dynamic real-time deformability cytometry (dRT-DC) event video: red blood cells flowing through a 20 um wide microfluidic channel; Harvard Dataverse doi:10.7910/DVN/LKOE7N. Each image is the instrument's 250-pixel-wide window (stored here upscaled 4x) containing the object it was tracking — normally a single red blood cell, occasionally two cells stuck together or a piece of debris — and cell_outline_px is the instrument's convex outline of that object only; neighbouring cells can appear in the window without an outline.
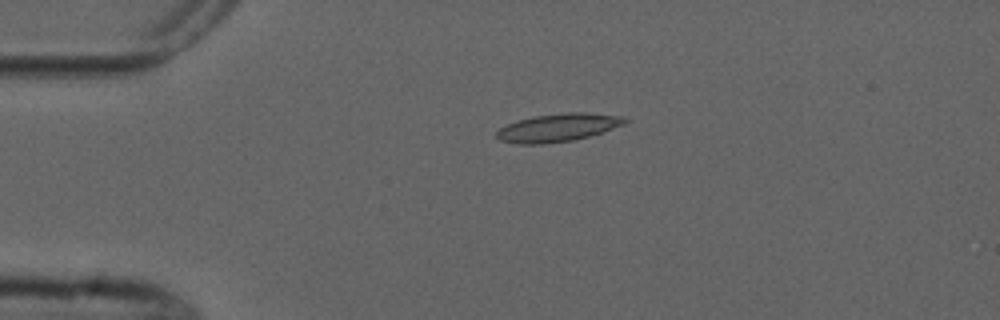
{"species": "common noctule bat (a hibernating species)", "species_latin": "Nyctalus noctula", "temperature_condition": "cold", "stored_images_in_passage": 4, "camera_frame_rate_fps": 3000, "um_per_image_px": 0.085, "animal": {"sex": "male", "forearm_length_mm": 52.5}, "frame": {"image": 1, "passage_image": 3, "time_ms": 3.333, "image_size_px": [1000, 320], "cell_outline_px": [[628, 120], [624, 124], [588, 136], [572, 140], [544, 144], [516, 144], [500, 140], [496, 136], [496, 132], [500, 128], [516, 120], [536, 116], [568, 112], [584, 112], [624, 116]], "centroid_in_image_um": [47.4, 10.84], "position_along_channel_um": 37.6, "area_um2": 20.75}}